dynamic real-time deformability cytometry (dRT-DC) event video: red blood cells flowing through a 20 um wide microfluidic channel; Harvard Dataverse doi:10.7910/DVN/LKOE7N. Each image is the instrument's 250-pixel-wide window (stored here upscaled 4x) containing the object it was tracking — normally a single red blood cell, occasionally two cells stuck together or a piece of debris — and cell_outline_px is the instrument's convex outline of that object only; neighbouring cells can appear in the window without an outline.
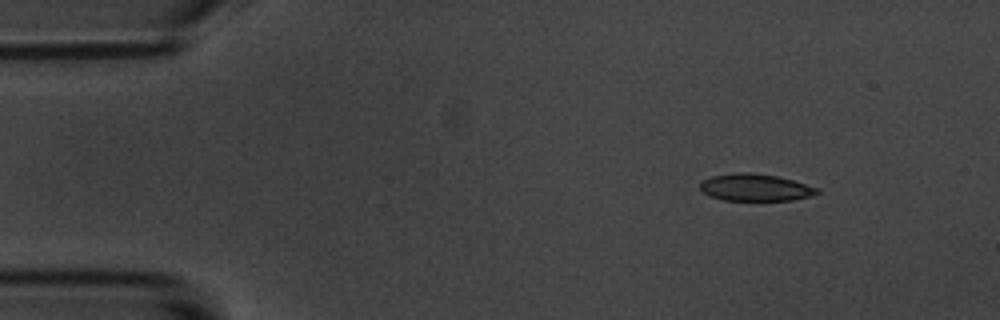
{"species": "common noctule bat (a hibernating species)", "species_latin": "Nyctalus noctula", "temperature_condition": "room temperature", "stored_images_in_passage": 14, "camera_frame_rate_fps": 3000, "um_per_image_px": 0.085, "animal": {"sex": "male", "body_mass_g": 20.1, "forearm_length_mm": 53.5}, "frame": {"image": 1, "passage_image": 1, "time_ms": 0.0, "image_size_px": [1000, 320], "cell_outline_px": [[820, 192], [812, 196], [792, 200], [724, 200], [712, 196], [704, 192], [700, 188], [700, 184], [704, 180], [712, 176], [736, 172], [752, 172], [776, 176], [792, 180], [820, 188]], "centroid_in_image_um": [64.25, 15.93], "position_along_channel_um": 20.8, "area_um2": 18.38}}
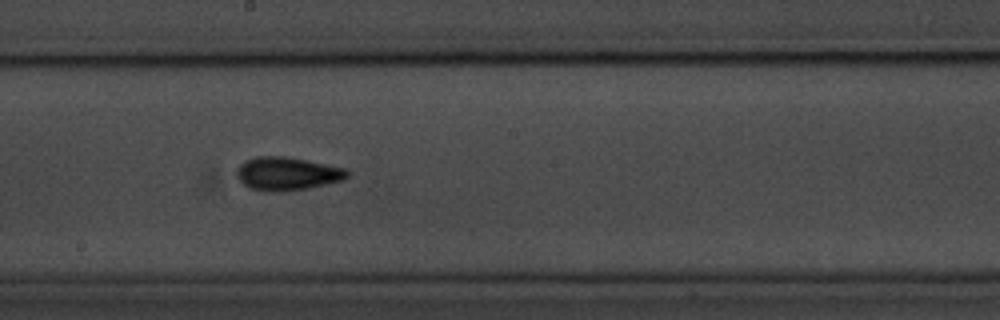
{"frame": {"image": 2, "passage_image": 7, "time_ms": 8.0, "image_size_px": [1000, 320], "cell_outline_px": [[348, 176], [344, 180], [308, 188], [280, 192], [264, 192], [248, 188], [236, 176], [236, 168], [240, 164], [256, 156], [284, 156], [344, 168], [348, 172]], "centroid_in_image_um": [24.36, 14.78], "position_along_channel_um": 223.8, "area_um2": 21.39}}
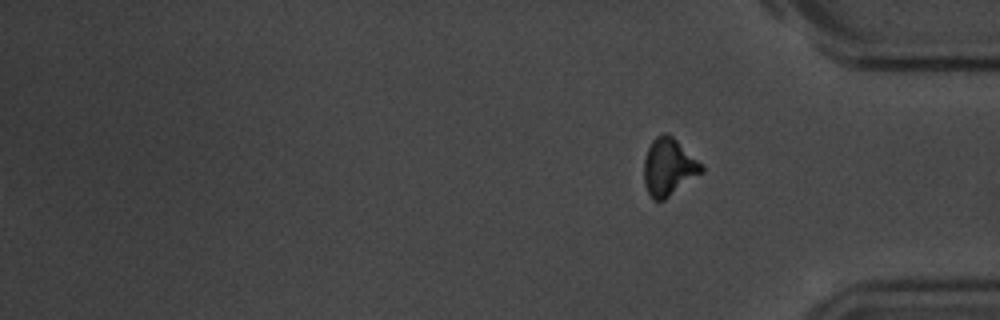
{"frame": {"image": 3, "passage_image": 14, "time_ms": 17.333, "image_size_px": [1000, 320], "cell_outline_px": [[704, 172], [664, 200], [652, 200], [644, 184], [644, 160], [648, 148], [652, 140], [656, 136], [664, 132], [672, 136], [704, 164]], "centroid_in_image_um": [56.86, 14.2], "position_along_channel_um": 378.3, "area_um2": 19.42}, "authors_computed_cell_mechanics": {"area_um2": 19.5653, "velocity_mm_per_s": 3.4957, "shape_relaxation_time_tau1_ms": 3.0986, "shape_relaxation_time_tau2_ms": 2.5025, "deformation_change_tau1": 0.0916, "deformation_change_tau2": 0.0586}}